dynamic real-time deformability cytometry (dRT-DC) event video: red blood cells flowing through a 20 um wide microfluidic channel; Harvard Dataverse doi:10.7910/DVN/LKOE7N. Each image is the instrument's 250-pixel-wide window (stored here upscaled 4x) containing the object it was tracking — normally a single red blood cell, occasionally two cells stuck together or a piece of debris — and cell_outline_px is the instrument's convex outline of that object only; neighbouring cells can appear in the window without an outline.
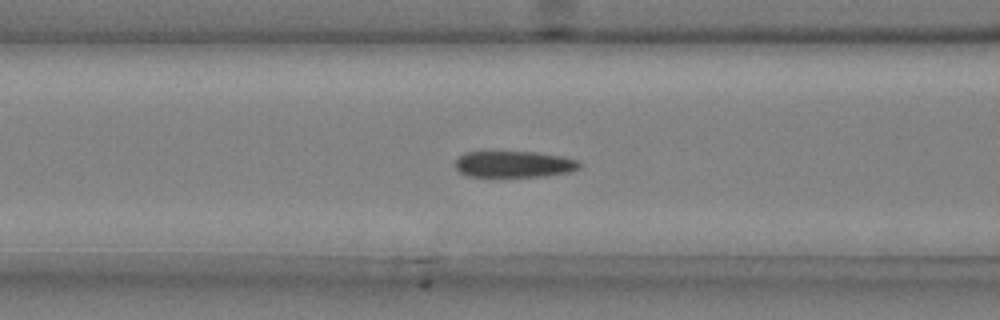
{"species": "common noctule bat (a hibernating species)", "species_latin": "Nyctalus noctula", "temperature_condition": "cold", "stored_images_in_passage": 45, "camera_frame_rate_fps": 3000, "um_per_image_px": 0.085, "animal": {"sex": "male", "body_mass_g": 20.4}, "frame": {"image": 1, "passage_image": 15, "time_ms": 4.667, "image_size_px": [1000, 320], "cell_outline_px": [[580, 168], [568, 172], [544, 176], [468, 176], [460, 172], [456, 168], [456, 160], [464, 152], [536, 152], [564, 156], [580, 160]], "centroid_in_image_um": [43.73, 13.95], "position_along_channel_um": 122.9, "area_um2": 19.02}}
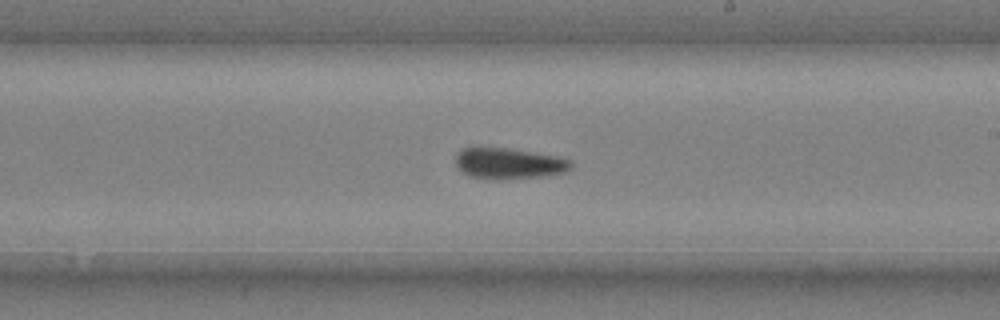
{"frame": {"image": 2, "passage_image": 25, "time_ms": 8.0, "image_size_px": [1000, 320], "cell_outline_px": [[572, 168], [564, 172], [544, 176], [496, 180], [488, 180], [468, 176], [456, 168], [456, 152], [464, 148], [508, 148], [556, 156], [572, 160]], "centroid_in_image_um": [43.22, 13.91], "position_along_channel_um": 245.8, "area_um2": 21.04}}
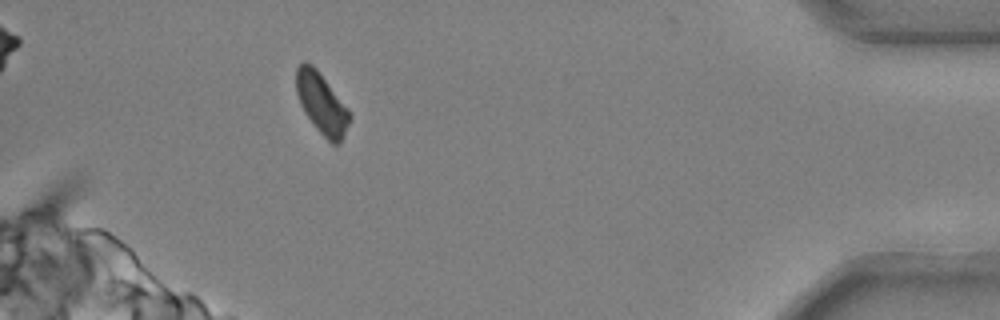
{"frame": {"image": 3, "passage_image": 42, "time_ms": 13.667, "image_size_px": [1000, 320], "cell_outline_px": [[352, 116], [344, 136], [336, 144], [332, 144], [316, 128], [304, 112], [300, 104], [296, 92], [296, 68], [304, 60], [312, 64], [316, 68], [348, 108]], "centroid_in_image_um": [27.33, 8.77], "position_along_channel_um": 407.9, "area_um2": 18.84}}